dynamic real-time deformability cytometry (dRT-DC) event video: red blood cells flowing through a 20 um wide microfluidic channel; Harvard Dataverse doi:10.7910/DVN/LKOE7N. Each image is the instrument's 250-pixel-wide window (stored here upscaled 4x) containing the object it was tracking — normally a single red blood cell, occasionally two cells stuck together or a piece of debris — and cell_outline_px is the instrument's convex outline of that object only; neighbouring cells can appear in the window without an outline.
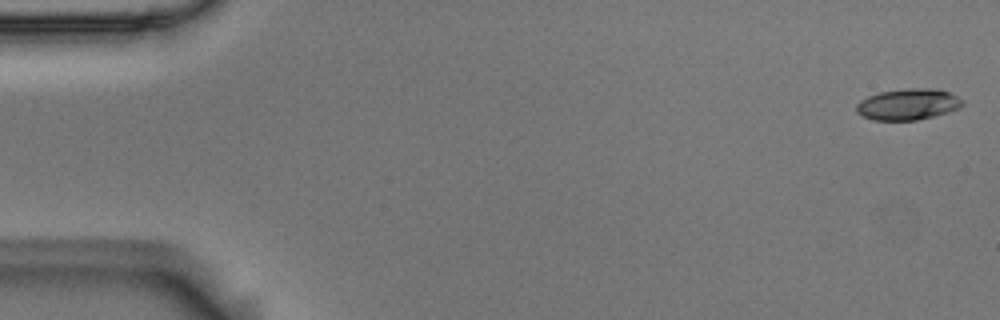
{"species": "Egyptian fruit bat (a non-hibernating species)", "species_latin": "Rousettus aegyptiacus", "temperature_condition": "room temperature", "stored_images_in_passage": 4, "camera_frame_rate_fps": 3000, "um_per_image_px": 0.085, "animal": {"sex": "male"}, "frame": {"image": 1, "passage_image": 1, "time_ms": 0.0, "image_size_px": [1000, 320], "cell_outline_px": [[964, 104], [960, 108], [948, 112], [916, 120], [872, 120], [856, 112], [856, 104], [860, 100], [868, 96], [880, 92], [904, 88], [936, 88], [948, 92], [964, 100]], "centroid_in_image_um": [77.19, 8.86], "position_along_channel_um": 7.8, "area_um2": 19.36}}